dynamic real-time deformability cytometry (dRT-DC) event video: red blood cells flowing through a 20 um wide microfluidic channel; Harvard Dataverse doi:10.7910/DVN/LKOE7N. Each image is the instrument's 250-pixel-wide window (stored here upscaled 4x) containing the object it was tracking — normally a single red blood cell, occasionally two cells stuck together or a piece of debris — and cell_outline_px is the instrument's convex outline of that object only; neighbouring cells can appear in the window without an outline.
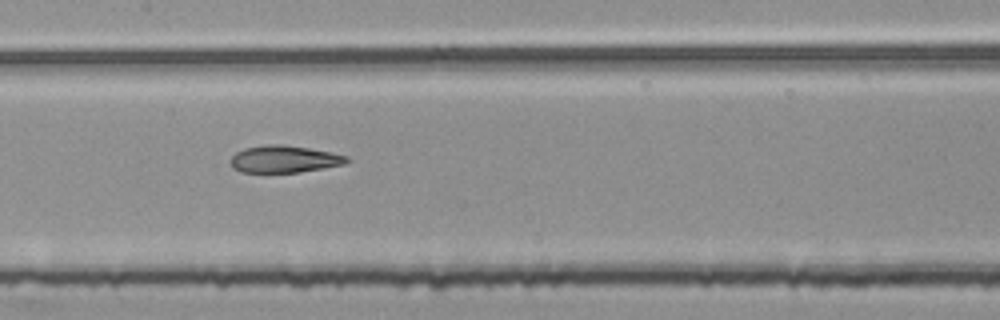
{"species": "common noctule bat (a hibernating species)", "species_latin": "Nyctalus noctula", "temperature_condition": "room temperature", "stored_images_in_passage": 54, "segment_of_instrument_passage": [2, 2], "camera_frame_rate_fps": 3000, "um_per_image_px": 0.085, "animal": {"sex": "female", "body_mass_g": 25.1}, "frame": {"image": 1, "passage_image": 26, "time_ms": 8.333, "image_size_px": [1000, 320], "cell_outline_px": [[352, 160], [344, 164], [324, 168], [300, 172], [240, 172], [232, 168], [228, 160], [236, 152], [244, 148], [264, 144], [280, 144], [308, 148], [348, 156]], "centroid_in_image_um": [24.12, 13.52], "position_along_channel_um": 183.3, "area_um2": 18.5}}
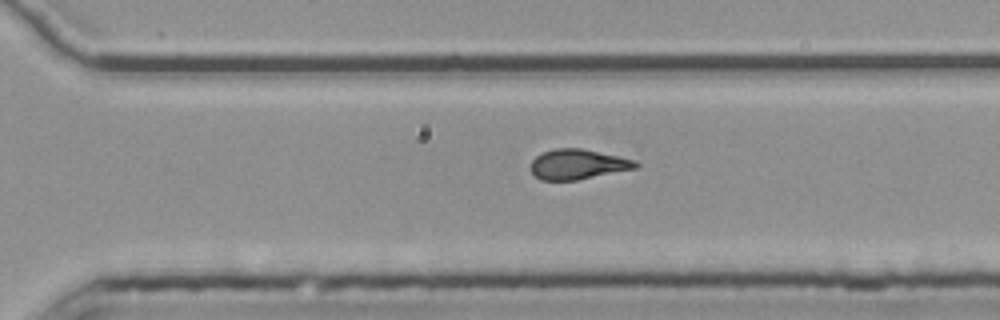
{"frame": {"image": 2, "passage_image": 37, "time_ms": 12.0, "image_size_px": [1000, 320], "cell_outline_px": [[640, 164], [636, 168], [576, 180], [540, 180], [532, 172], [532, 160], [540, 152], [556, 148], [580, 148], [636, 160]], "centroid_in_image_um": [49.1, 13.96], "position_along_channel_um": 321.5, "area_um2": 18.21}}
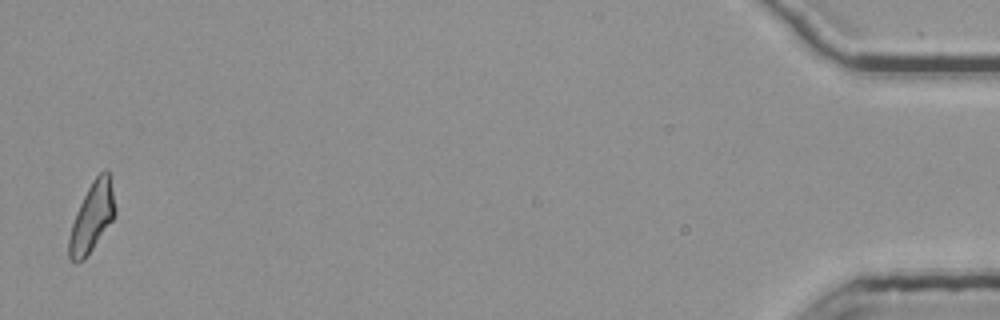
{"frame": {"image": 3, "passage_image": 53, "time_ms": 17.333, "image_size_px": [1000, 320], "cell_outline_px": [[116, 212], [112, 220], [84, 260], [72, 260], [68, 256], [68, 236], [76, 212], [92, 180], [104, 168], [108, 172], [116, 208]], "centroid_in_image_um": [7.81, 18.45], "position_along_channel_um": 427.4, "area_um2": 18.21}}